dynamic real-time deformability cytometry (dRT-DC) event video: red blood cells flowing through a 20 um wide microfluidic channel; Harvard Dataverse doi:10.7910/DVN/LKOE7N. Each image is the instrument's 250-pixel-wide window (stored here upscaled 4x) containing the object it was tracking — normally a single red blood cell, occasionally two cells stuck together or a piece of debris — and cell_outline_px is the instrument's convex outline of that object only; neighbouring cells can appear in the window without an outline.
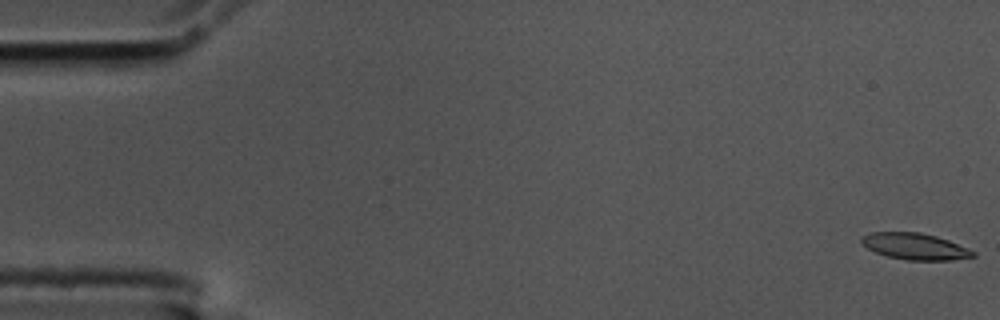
{"species": "common noctule bat (a hibernating species)", "species_latin": "Nyctalus noctula", "temperature_condition": "cold", "stored_images_in_passage": 57, "camera_frame_rate_fps": 3000, "um_per_image_px": 0.085, "animal": {"sex": "male", "body_mass_g": 17.5, "forearm_length_mm": 52.3}, "frame": {"image": 1, "passage_image": 1, "time_ms": 0.0, "image_size_px": [1000, 320], "cell_outline_px": [[976, 256], [952, 260], [908, 260], [888, 256], [876, 252], [868, 248], [860, 240], [864, 236], [872, 232], [920, 232], [936, 236], [948, 240], [968, 248], [976, 252]], "centroid_in_image_um": [77.82, 20.94], "position_along_channel_um": 7.2, "area_um2": 16.99}}
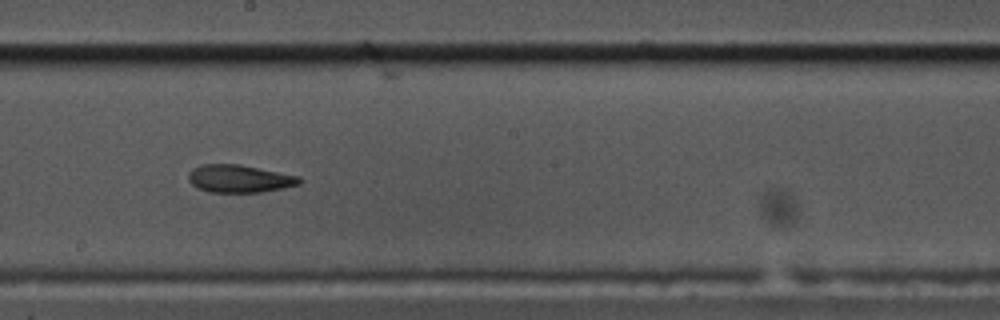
{"frame": {"image": 2, "passage_image": 31, "time_ms": 10.0, "image_size_px": [1000, 320], "cell_outline_px": [[304, 180], [300, 184], [284, 188], [260, 192], [208, 192], [196, 188], [188, 180], [188, 172], [192, 168], [200, 164], [240, 164], [300, 176]], "centroid_in_image_um": [20.34, 15.18], "position_along_channel_um": 227.9, "area_um2": 18.21}}
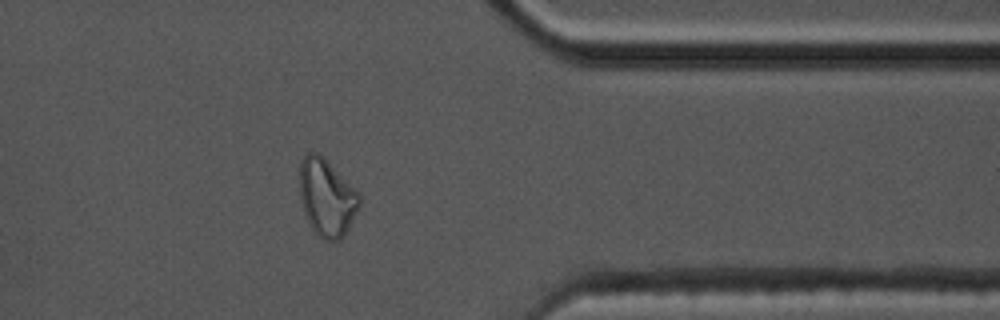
{"frame": {"image": 3, "passage_image": 45, "time_ms": 14.667, "image_size_px": [1000, 320], "cell_outline_px": [[360, 204], [344, 236], [340, 240], [324, 240], [316, 236], [304, 216], [300, 200], [300, 160], [308, 152], [316, 152], [324, 156], [360, 192]], "centroid_in_image_um": [27.76, 16.78], "position_along_channel_um": 383.6, "area_um2": 27.46}, "authors_computed_cell_mechanics": {"area_um2": 18.3226, "velocity_mm_per_s": 3.6119, "shape_relaxation_time_tau1_ms": null, "shape_relaxation_time_tau2_ms": 7.5155, "deformation_change_tau1": null, "deformation_change_tau2": 0.1704}}